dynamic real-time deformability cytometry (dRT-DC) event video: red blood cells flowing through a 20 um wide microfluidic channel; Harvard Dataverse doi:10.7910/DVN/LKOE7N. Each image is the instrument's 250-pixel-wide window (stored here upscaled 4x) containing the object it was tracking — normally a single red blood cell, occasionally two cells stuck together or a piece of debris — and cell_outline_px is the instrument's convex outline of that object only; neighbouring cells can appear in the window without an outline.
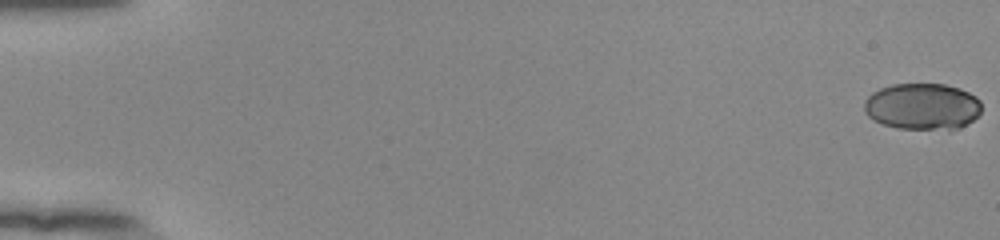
{"species": "human", "species_latin": "Homo sapiens", "temperature_condition": "room temperature", "stored_images_in_passage": 55, "camera_frame_rate_fps": 3000, "um_per_image_px": 0.085, "donor": {"sex": "female"}, "frame": {"image": 1, "passage_image": 1, "time_ms": 0.0, "image_size_px": [1000, 240], "cell_outline_px": [[980, 112], [972, 120], [960, 128], [948, 132], [896, 128], [884, 124], [868, 116], [864, 112], [864, 100], [872, 92], [880, 88], [892, 84], [944, 84], [960, 88], [976, 96], [980, 100]], "centroid_in_image_um": [78.41, 9.08], "position_along_channel_um": 6.6, "area_um2": 32.48}}
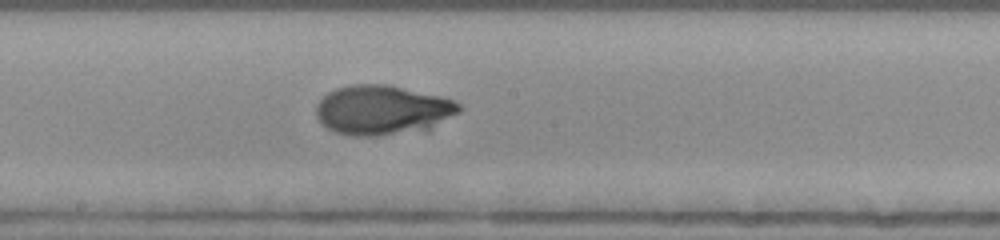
{"frame": {"image": 2, "passage_image": 32, "time_ms": 10.333, "image_size_px": [1000, 240], "cell_outline_px": [[464, 108], [460, 112], [428, 132], [376, 136], [352, 136], [332, 132], [316, 116], [316, 104], [328, 92], [336, 88], [352, 84], [384, 84], [440, 96], [456, 100]], "centroid_in_image_um": [32.58, 9.39], "position_along_channel_um": 215.6, "area_um2": 42.19}}
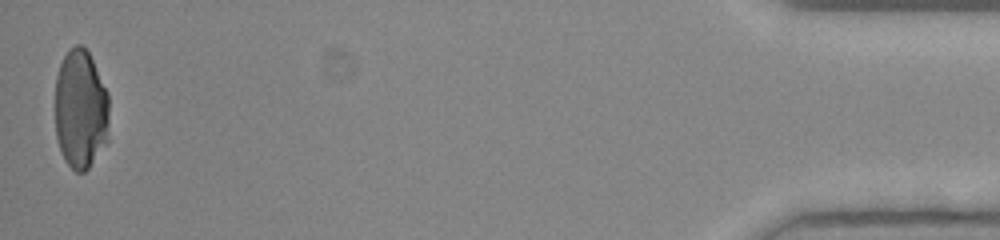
{"frame": {"image": 3, "passage_image": 55, "time_ms": 18.0, "image_size_px": [1000, 240], "cell_outline_px": [[108, 140], [88, 168], [84, 172], [76, 172], [64, 160], [56, 136], [56, 76], [60, 64], [64, 56], [76, 44], [80, 44], [88, 52], [108, 92]], "centroid_in_image_um": [6.86, 9.31], "position_along_channel_um": 428.3, "area_um2": 37.51}, "authors_computed_cell_mechanics": {"area_um2": 38.5526, "velocity_mm_per_s": 3.8722, "shape_relaxation_time_tau1_ms": 4.8498, "shape_relaxation_time_tau2_ms": 2.9435, "deformation_change_tau1": 0.1692, "deformation_change_tau2": 0.0183}}